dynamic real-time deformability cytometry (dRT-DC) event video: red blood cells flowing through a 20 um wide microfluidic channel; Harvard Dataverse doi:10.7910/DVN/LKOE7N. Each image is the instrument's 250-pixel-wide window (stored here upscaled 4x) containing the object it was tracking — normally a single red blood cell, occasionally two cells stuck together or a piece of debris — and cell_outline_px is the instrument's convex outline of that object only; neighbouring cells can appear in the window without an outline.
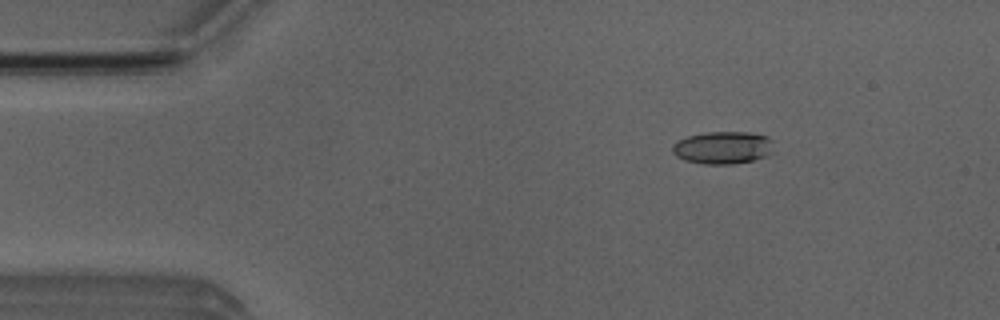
{"species": "Egyptian fruit bat (a non-hibernating species)", "species_latin": "Rousettus aegyptiacus", "temperature_condition": "room temperature", "stored_images_in_passage": 46, "camera_frame_rate_fps": 3000, "um_per_image_px": 0.085, "animal": {"sex": "male"}, "frame": {"image": 1, "passage_image": 3, "time_ms": 0.667, "image_size_px": [1000, 320], "cell_outline_px": [[772, 152], [768, 156], [752, 160], [732, 164], [704, 164], [684, 160], [676, 156], [672, 152], [672, 144], [688, 136], [708, 132], [748, 132], [768, 136], [772, 140]], "centroid_in_image_um": [61.45, 12.55], "position_along_channel_um": 23.5, "area_um2": 19.25}}
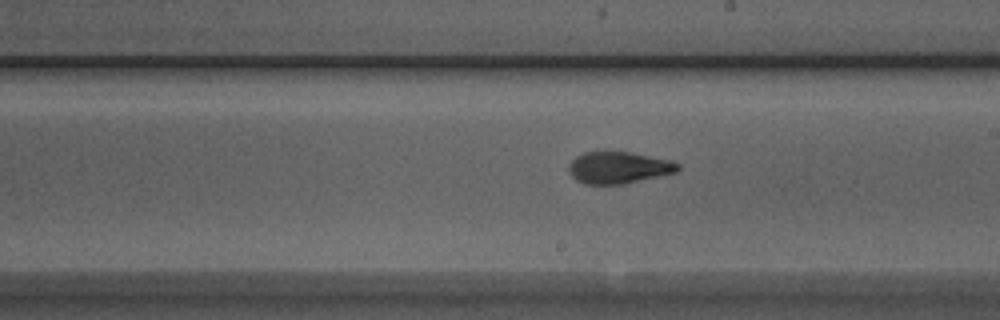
{"frame": {"image": 2, "passage_image": 24, "time_ms": 7.667, "image_size_px": [1000, 320], "cell_outline_px": [[680, 168], [676, 172], [624, 184], [584, 184], [576, 180], [572, 176], [568, 168], [568, 164], [576, 156], [584, 152], [628, 152], [672, 160], [680, 164]], "centroid_in_image_um": [52.58, 14.25], "position_along_channel_um": 236.4, "area_um2": 20.17}}
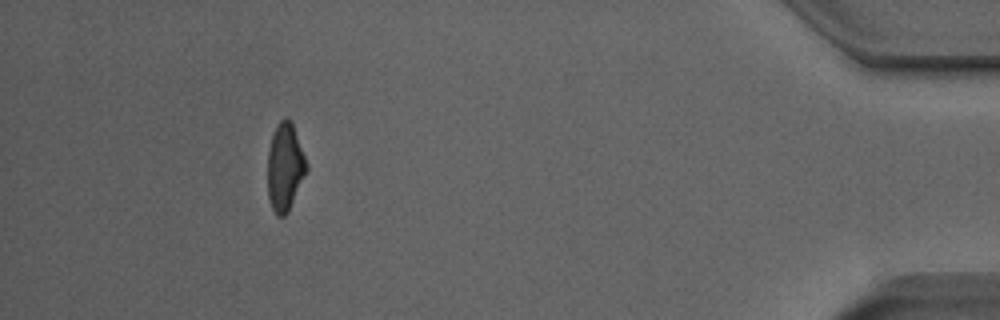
{"frame": {"image": 3, "passage_image": 42, "time_ms": 13.667, "image_size_px": [1000, 320], "cell_outline_px": [[308, 168], [288, 212], [284, 216], [276, 216], [268, 200], [268, 152], [272, 132], [276, 124], [284, 116], [288, 116], [292, 120]], "centroid_in_image_um": [24.2, 14.16], "position_along_channel_um": 411.0, "area_um2": 20.0}, "authors_computed_cell_mechanics": {"area_um2": 19.9988, "velocity_mm_per_s": 4.0061, "shape_relaxation_time_tau1_ms": 5.8187, "shape_relaxation_time_tau2_ms": 1.7945, "deformation_change_tau1": 0.1872, "deformation_change_tau2": 0.0872}}